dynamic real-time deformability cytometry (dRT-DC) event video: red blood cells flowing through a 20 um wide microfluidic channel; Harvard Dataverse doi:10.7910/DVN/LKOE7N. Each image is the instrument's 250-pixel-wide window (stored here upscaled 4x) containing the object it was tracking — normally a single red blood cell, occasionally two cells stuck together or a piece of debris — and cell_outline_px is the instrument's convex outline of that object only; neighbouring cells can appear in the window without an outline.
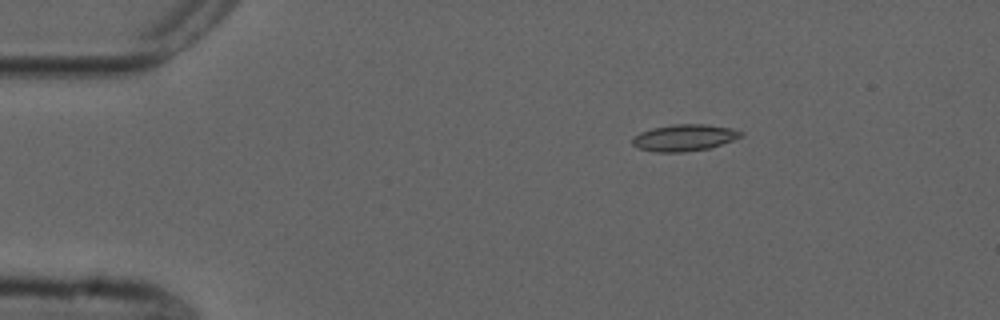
{"species": "common noctule bat (a hibernating species)", "species_latin": "Nyctalus noctula", "temperature_condition": "cold", "stored_images_in_passage": 46, "camera_frame_rate_fps": 3000, "um_per_image_px": 0.085, "animal": {"sex": "male", "forearm_length_mm": 52.5}, "frame": {"image": 1, "passage_image": 1, "time_ms": 0.0, "image_size_px": [1000, 320], "cell_outline_px": [[744, 136], [712, 148], [684, 152], [656, 152], [640, 148], [632, 144], [632, 136], [640, 132], [652, 128], [672, 124], [704, 124], [732, 128], [744, 132]], "centroid_in_image_um": [58.19, 11.7], "position_along_channel_um": 26.8, "area_um2": 17.05}}
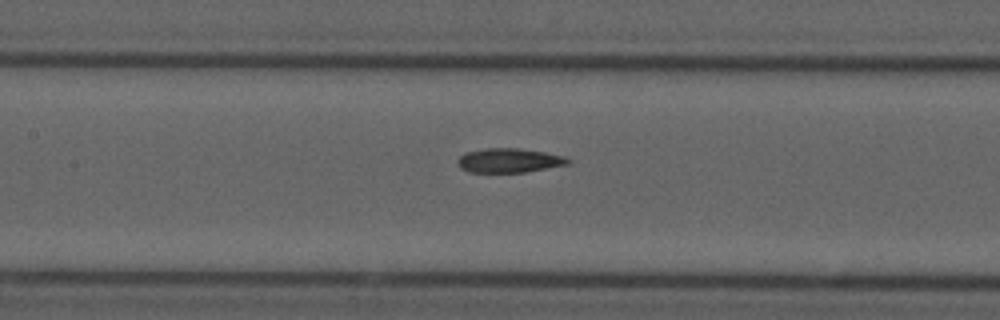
{"frame": {"image": 2, "passage_image": 17, "time_ms": 5.333, "image_size_px": [1000, 320], "cell_outline_px": [[572, 164], [524, 172], [468, 172], [460, 168], [456, 164], [456, 160], [464, 152], [484, 148], [516, 148], [544, 152], [564, 156], [572, 160]], "centroid_in_image_um": [43.26, 13.64], "position_along_channel_um": 164.1, "area_um2": 15.84}}
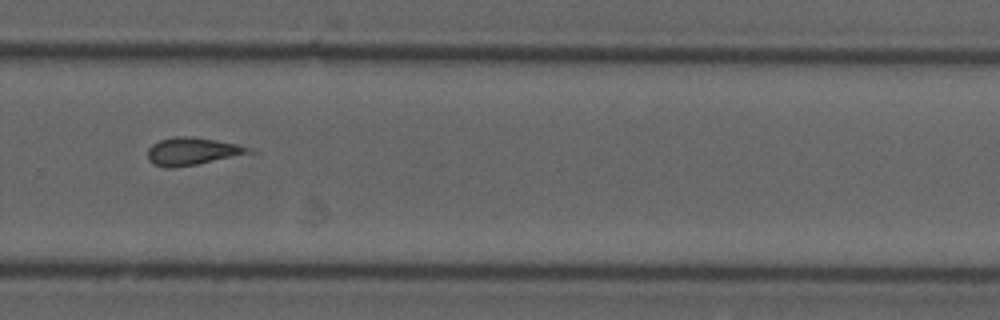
{"frame": {"image": 3, "passage_image": 29, "time_ms": 9.333, "image_size_px": [1000, 320], "cell_outline_px": [[260, 152], [196, 164], [172, 168], [164, 168], [152, 164], [148, 160], [148, 148], [152, 144], [160, 140], [176, 136], [184, 136], [216, 140], [236, 144]], "centroid_in_image_um": [16.34, 12.87], "position_along_channel_um": 313.5, "area_um2": 16.3}, "authors_computed_cell_mechanics": {"area_um2": 16.2129, "velocity_mm_per_s": 3.7401, "shape_relaxation_time_tau1_ms": 6.6986, "shape_relaxation_time_tau2_ms": null, "deformation_change_tau1": 0.161, "deformation_change_tau2": null}}